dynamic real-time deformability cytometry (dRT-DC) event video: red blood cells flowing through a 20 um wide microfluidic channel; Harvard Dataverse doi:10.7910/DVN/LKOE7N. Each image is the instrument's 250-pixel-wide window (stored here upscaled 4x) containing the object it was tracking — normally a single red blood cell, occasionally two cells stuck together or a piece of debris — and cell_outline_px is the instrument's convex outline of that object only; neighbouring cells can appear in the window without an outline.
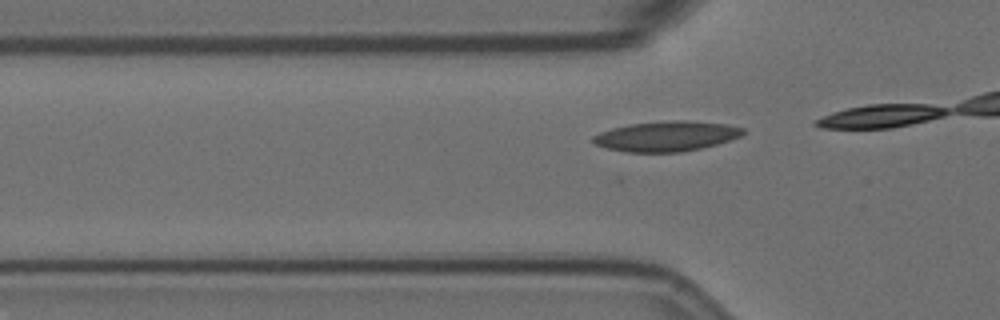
{"species": "Egyptian fruit bat (a non-hibernating species)", "species_latin": "Rousettus aegyptiacus", "temperature_condition": "room temperature", "stored_images_in_passage": 17, "camera_frame_rate_fps": 3000, "um_per_image_px": 0.085, "animal": {"sex": "female"}, "frame": {"image": 1, "passage_image": 14, "time_ms": 4.333, "image_size_px": [1000, 320], "cell_outline_px": [[744, 132], [740, 136], [716, 144], [700, 148], [680, 152], [624, 152], [608, 148], [596, 144], [592, 140], [592, 136], [600, 132], [612, 128], [628, 124], [676, 120], [688, 120], [724, 124], [744, 128]], "centroid_in_image_um": [56.61, 11.57], "position_along_channel_um": 69.2, "area_um2": 26.07}}